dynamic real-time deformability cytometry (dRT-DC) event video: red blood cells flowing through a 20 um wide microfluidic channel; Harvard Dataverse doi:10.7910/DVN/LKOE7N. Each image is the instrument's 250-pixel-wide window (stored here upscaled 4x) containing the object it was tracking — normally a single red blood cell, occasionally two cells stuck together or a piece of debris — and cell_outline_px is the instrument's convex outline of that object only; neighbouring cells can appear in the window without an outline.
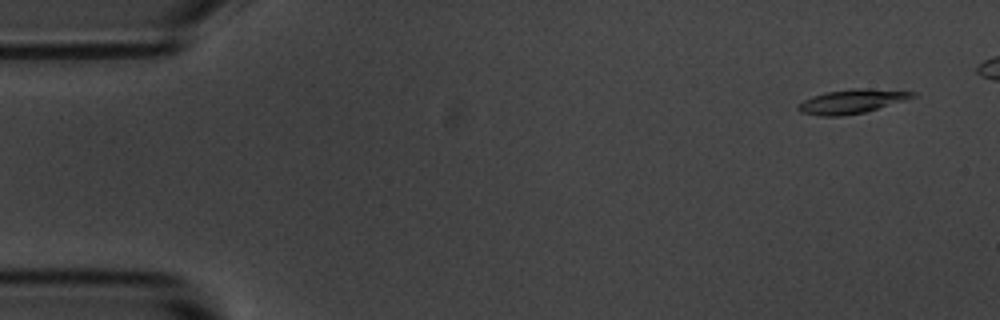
{"species": "common noctule bat (a hibernating species)", "species_latin": "Nyctalus noctula", "temperature_condition": "room temperature", "stored_images_in_passage": 5, "camera_frame_rate_fps": 3000, "um_per_image_px": 0.085, "animal": {"sex": "male", "body_mass_g": 20.1, "forearm_length_mm": 53.5}, "frame": {"image": 1, "passage_image": 1, "time_ms": 0.0, "image_size_px": [1000, 320], "cell_outline_px": [[916, 96], [904, 100], [864, 112], [840, 116], [820, 116], [800, 112], [796, 108], [804, 100], [812, 96], [824, 92], [852, 88], [860, 88], [916, 92]], "centroid_in_image_um": [72.35, 8.61], "position_along_channel_um": 12.7, "area_um2": 15.78}}